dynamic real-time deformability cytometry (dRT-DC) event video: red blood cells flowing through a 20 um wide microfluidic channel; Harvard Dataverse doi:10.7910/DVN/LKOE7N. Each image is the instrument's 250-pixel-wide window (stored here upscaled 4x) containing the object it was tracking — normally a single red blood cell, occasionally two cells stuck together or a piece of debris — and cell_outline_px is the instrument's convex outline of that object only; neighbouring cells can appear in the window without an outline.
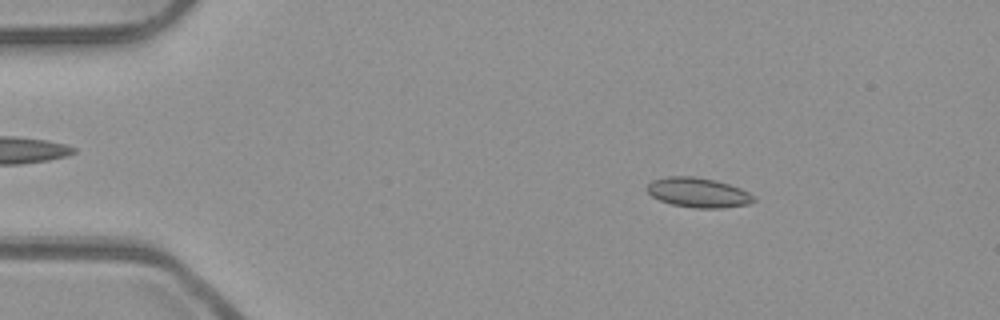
{"species": "common noctule bat (a hibernating species)", "species_latin": "Nyctalus noctula", "temperature_condition": "room temperature", "stored_images_in_passage": 46, "camera_frame_rate_fps": 3000, "um_per_image_px": 0.085, "animal": {"sex": "male", "body_mass_g": 23.1, "forearm_length_mm": 52.7}, "frame": {"image": 1, "passage_image": 2, "time_ms": 0.333, "image_size_px": [1000, 320], "cell_outline_px": [[756, 200], [748, 204], [720, 208], [692, 208], [672, 204], [660, 200], [652, 196], [644, 188], [652, 180], [668, 176], [692, 176], [716, 180], [740, 188], [756, 196]], "centroid_in_image_um": [59.34, 16.36], "position_along_channel_um": 25.7, "area_um2": 18.55}}
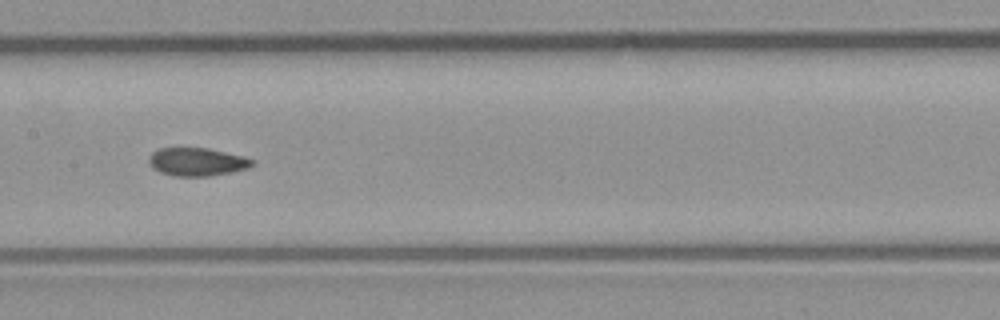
{"frame": {"image": 2, "passage_image": 20, "time_ms": 6.333, "image_size_px": [1000, 320], "cell_outline_px": [[256, 164], [248, 168], [232, 172], [208, 176], [172, 176], [160, 172], [152, 168], [148, 160], [148, 156], [156, 148], [208, 148], [244, 156], [256, 160]], "centroid_in_image_um": [16.75, 13.75], "position_along_channel_um": 190.6, "area_um2": 17.22}}
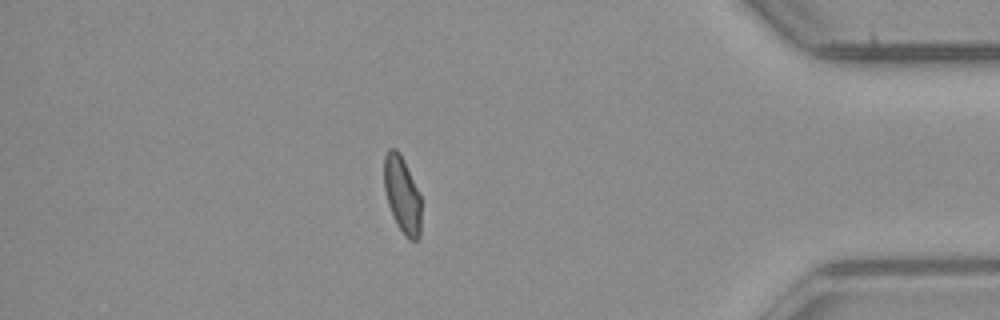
{"frame": {"image": 3, "passage_image": 39, "time_ms": 12.667, "image_size_px": [1000, 320], "cell_outline_px": [[420, 236], [416, 240], [408, 240], [404, 236], [396, 224], [392, 216], [388, 204], [384, 188], [384, 156], [388, 148], [396, 148], [400, 152], [404, 160], [420, 196]], "centroid_in_image_um": [34.16, 16.55], "position_along_channel_um": 401.0, "area_um2": 16.65}, "authors_computed_cell_mechanics": {"area_um2": 17.3689, "velocity_mm_per_s": 3.9504, "shape_relaxation_time_tau1_ms": null, "shape_relaxation_time_tau2_ms": 1.1298, "deformation_change_tau1": null, "deformation_change_tau2": 0.0439}}